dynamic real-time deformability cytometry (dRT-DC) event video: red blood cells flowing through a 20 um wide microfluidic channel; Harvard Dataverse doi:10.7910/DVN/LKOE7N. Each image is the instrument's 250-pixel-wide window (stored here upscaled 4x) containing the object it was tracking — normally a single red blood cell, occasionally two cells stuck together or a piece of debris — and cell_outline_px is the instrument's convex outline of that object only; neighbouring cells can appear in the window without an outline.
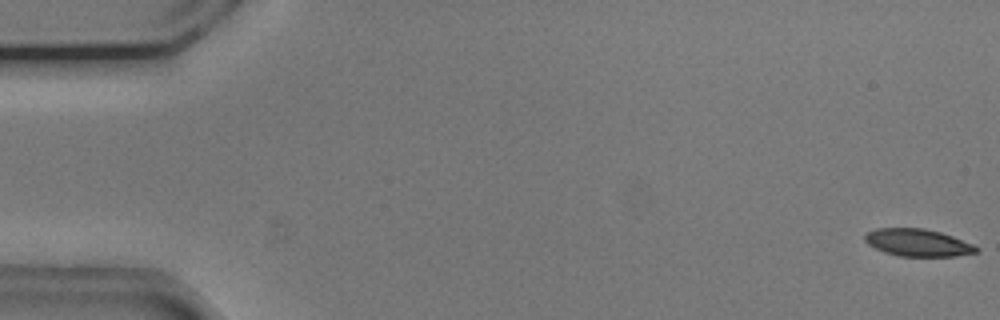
{"species": "common noctule bat (a hibernating species)", "species_latin": "Nyctalus noctula", "temperature_condition": "cold", "stored_images_in_passage": 11, "camera_frame_rate_fps": 3000, "um_per_image_px": 0.085, "animal": {"sex": "male", "body_mass_g": 20.5, "forearm_length_mm": 52.5}, "frame": {"image": 1, "passage_image": 1, "time_ms": 0.0, "image_size_px": [1000, 320], "cell_outline_px": [[980, 248], [976, 252], [956, 256], [900, 256], [884, 252], [868, 244], [864, 240], [864, 236], [868, 232], [876, 228], [924, 228], [940, 232], [952, 236], [972, 244]], "centroid_in_image_um": [78.0, 20.62], "position_along_channel_um": 7.0, "area_um2": 17.63}}